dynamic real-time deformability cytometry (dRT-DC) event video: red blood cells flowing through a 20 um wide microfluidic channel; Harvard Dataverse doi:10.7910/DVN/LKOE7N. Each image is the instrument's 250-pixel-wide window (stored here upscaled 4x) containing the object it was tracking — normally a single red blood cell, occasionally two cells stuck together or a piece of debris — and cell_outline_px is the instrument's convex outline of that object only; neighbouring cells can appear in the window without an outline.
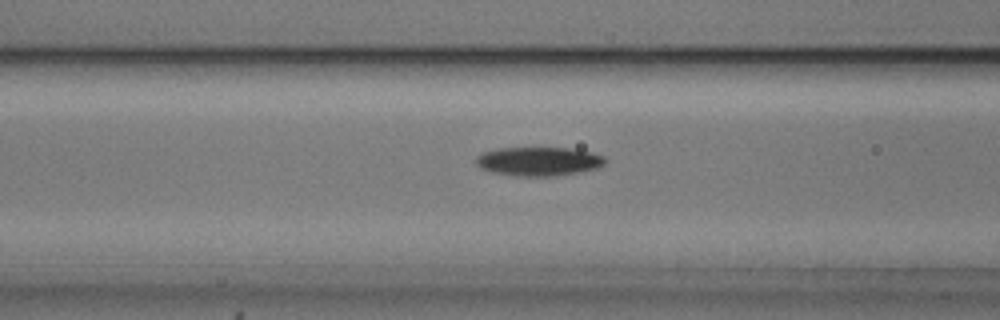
{"species": "common noctule bat (a hibernating species)", "species_latin": "Nyctalus noctula", "temperature_condition": "cold", "stored_images_in_passage": 40, "camera_frame_rate_fps": 3000, "um_per_image_px": 0.085, "animal": {"sex": "male", "body_mass_g": 20.5, "forearm_length_mm": 52.5}, "frame": {"image": 1, "passage_image": 12, "time_ms": 3.667, "image_size_px": [1000, 320], "cell_outline_px": [[608, 160], [604, 164], [596, 168], [556, 176], [512, 176], [492, 172], [480, 168], [476, 164], [476, 156], [484, 152], [500, 148], [572, 148], [592, 152], [604, 156]], "centroid_in_image_um": [45.79, 13.71], "position_along_channel_um": 120.8, "area_um2": 21.79}}
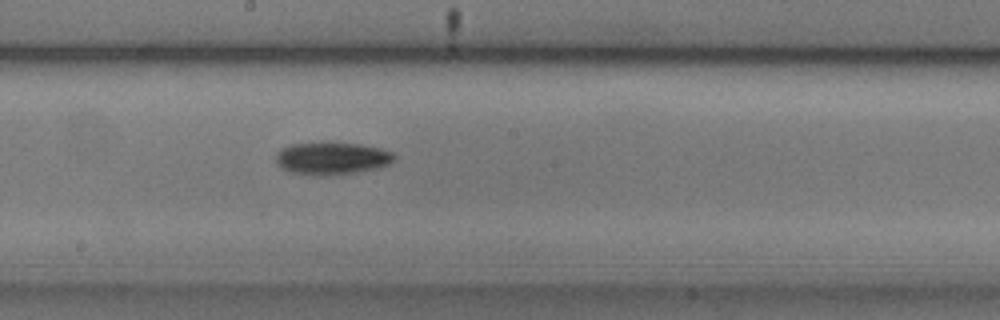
{"frame": {"image": 2, "passage_image": 20, "time_ms": 6.333, "image_size_px": [1000, 320], "cell_outline_px": [[396, 160], [388, 164], [376, 168], [356, 172], [320, 176], [316, 176], [292, 172], [280, 168], [276, 160], [276, 152], [280, 148], [288, 144], [320, 140], [324, 140], [360, 144], [380, 148], [392, 152], [396, 156]], "centroid_in_image_um": [28.16, 13.41], "position_along_channel_um": 220.0, "area_um2": 23.18}}
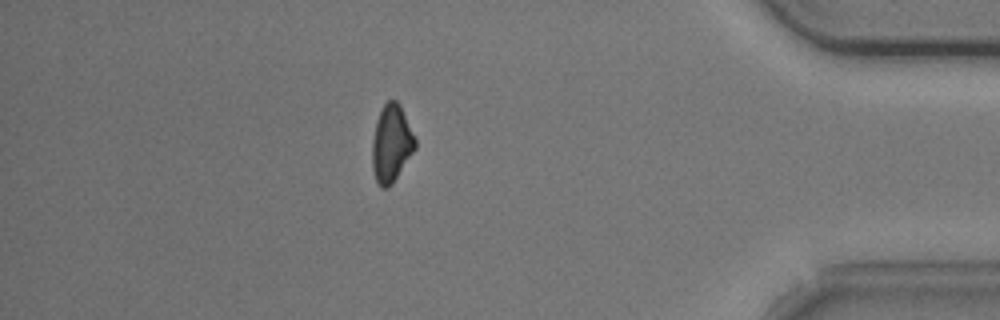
{"frame": {"image": 3, "passage_image": 38, "time_ms": 12.333, "image_size_px": [1000, 320], "cell_outline_px": [[416, 148], [392, 184], [388, 188], [380, 188], [376, 180], [372, 168], [372, 140], [376, 120], [384, 104], [388, 100], [396, 100], [400, 104], [416, 140]], "centroid_in_image_um": [33.26, 12.22], "position_along_channel_um": 401.9, "area_um2": 19.36}, "authors_computed_cell_mechanics": {"area_um2": 21.0681, "velocity_mm_per_s": 3.7089, "shape_relaxation_time_tau1_ms": 2.3401, "shape_relaxation_time_tau2_ms": null, "deformation_change_tau1": 0.0931, "deformation_change_tau2": null}}